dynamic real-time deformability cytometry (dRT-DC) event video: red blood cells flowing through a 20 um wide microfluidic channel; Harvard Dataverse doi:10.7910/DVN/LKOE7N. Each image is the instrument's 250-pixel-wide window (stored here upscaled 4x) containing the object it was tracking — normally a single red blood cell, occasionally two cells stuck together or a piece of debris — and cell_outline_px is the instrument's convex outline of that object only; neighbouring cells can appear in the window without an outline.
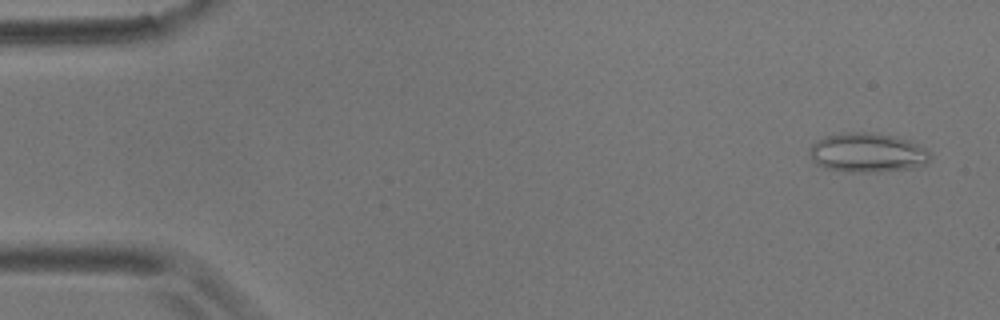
{"species": "common noctule bat (a hibernating species)", "species_latin": "Nyctalus noctula", "temperature_condition": "room temperature", "stored_images_in_passage": 30, "camera_frame_rate_fps": 3000, "um_per_image_px": 0.085, "animal": {"sex": "male", "body_mass_g": 17.9}, "frame": {"image": 1, "passage_image": 3, "time_ms": 0.667, "image_size_px": [1000, 320], "cell_outline_px": [[932, 156], [928, 164], [916, 168], [880, 172], [844, 172], [824, 168], [816, 164], [808, 156], [808, 148], [812, 144], [824, 136], [844, 132], [872, 132], [892, 136], [908, 140], [924, 148]], "centroid_in_image_um": [73.7, 13.0], "position_along_channel_um": 11.3, "area_um2": 28.21}}
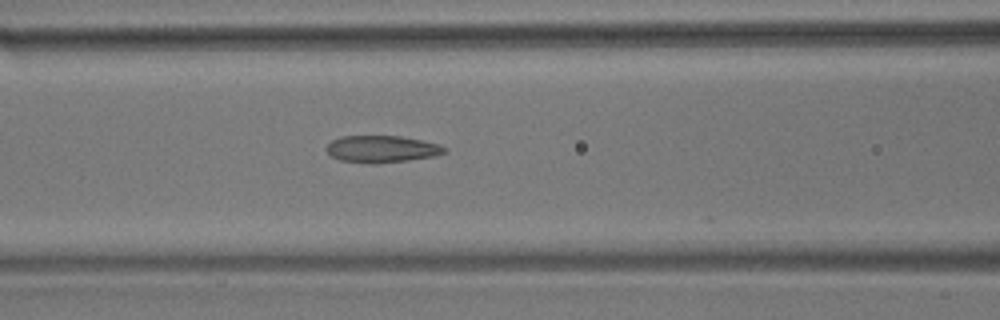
{"frame": {"image": 2, "passage_image": 23, "time_ms": 7.333, "image_size_px": [1000, 320], "cell_outline_px": [[448, 152], [436, 156], [408, 160], [372, 164], [340, 160], [332, 156], [324, 148], [332, 140], [340, 136], [400, 136], [440, 144], [448, 148]], "centroid_in_image_um": [32.48, 12.67], "position_along_channel_um": 134.1, "area_um2": 18.67}}
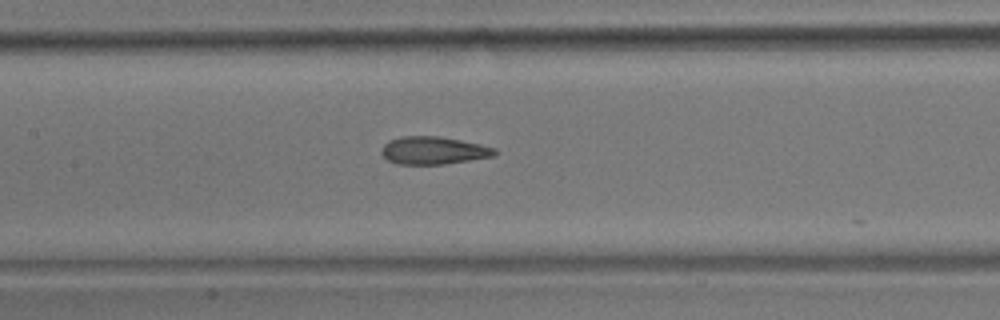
{"frame": {"image": 3, "passage_image": 26, "time_ms": 8.333, "image_size_px": [1000, 320], "cell_outline_px": [[496, 156], [444, 164], [396, 164], [388, 160], [380, 152], [380, 148], [388, 140], [400, 136], [440, 136], [480, 144], [496, 148]], "centroid_in_image_um": [36.82, 12.78], "position_along_channel_um": 170.6, "area_um2": 18.44}}